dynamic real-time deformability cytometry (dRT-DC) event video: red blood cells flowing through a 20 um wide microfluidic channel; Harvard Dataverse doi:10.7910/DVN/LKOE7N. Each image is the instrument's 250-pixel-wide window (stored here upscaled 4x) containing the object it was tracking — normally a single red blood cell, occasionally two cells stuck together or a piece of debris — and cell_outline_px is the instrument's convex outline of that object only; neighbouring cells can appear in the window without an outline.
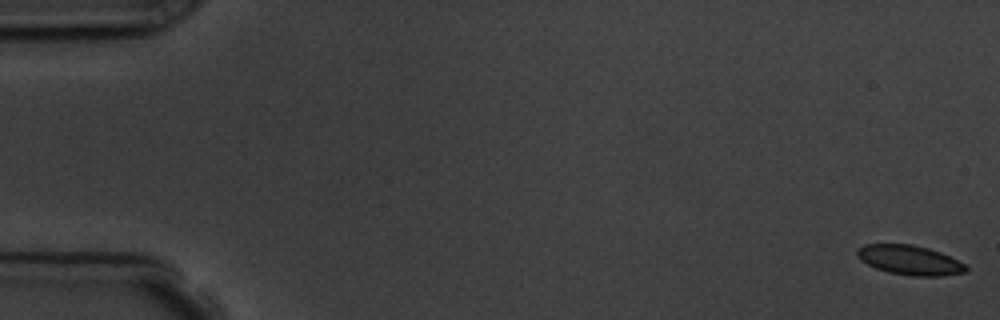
{"species": "common noctule bat (a hibernating species)", "species_latin": "Nyctalus noctula", "temperature_condition": "room temperature", "stored_images_in_passage": 6, "camera_frame_rate_fps": 3000, "um_per_image_px": 0.085, "animal": {"sex": "male", "body_mass_g": 19.5, "forearm_length_mm": 54.6}, "frame": {"image": 1, "passage_image": 1, "time_ms": 0.0, "image_size_px": [1000, 320], "cell_outline_px": [[968, 268], [964, 272], [944, 276], [912, 276], [888, 272], [876, 268], [860, 260], [856, 256], [856, 248], [864, 244], [912, 244], [928, 248], [940, 252], [964, 264]], "centroid_in_image_um": [77.27, 22.1], "position_along_channel_um": 7.7, "area_um2": 18.73}}